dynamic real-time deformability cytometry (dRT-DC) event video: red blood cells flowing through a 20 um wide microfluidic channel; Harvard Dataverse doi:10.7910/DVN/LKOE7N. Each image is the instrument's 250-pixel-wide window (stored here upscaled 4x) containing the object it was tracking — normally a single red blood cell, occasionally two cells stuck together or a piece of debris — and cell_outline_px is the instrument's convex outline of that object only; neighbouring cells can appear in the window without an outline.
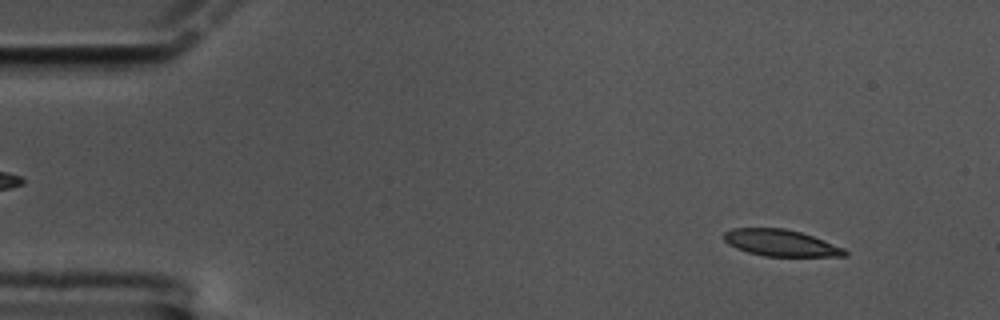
{"species": "common noctule bat (a hibernating species)", "species_latin": "Nyctalus noctula", "temperature_condition": "cold", "stored_images_in_passage": 60, "camera_frame_rate_fps": 3000, "um_per_image_px": 0.085, "animal": {"sex": "male", "body_mass_g": 17.5, "forearm_length_mm": 52.3}, "frame": {"image": 1, "passage_image": 6, "time_ms": 1.667, "image_size_px": [1000, 320], "cell_outline_px": [[848, 256], [764, 256], [748, 252], [736, 248], [728, 244], [724, 240], [724, 232], [732, 228], [784, 228], [800, 232], [812, 236], [844, 248], [848, 252]], "centroid_in_image_um": [66.35, 20.65], "position_along_channel_um": 18.7, "area_um2": 18.61}}
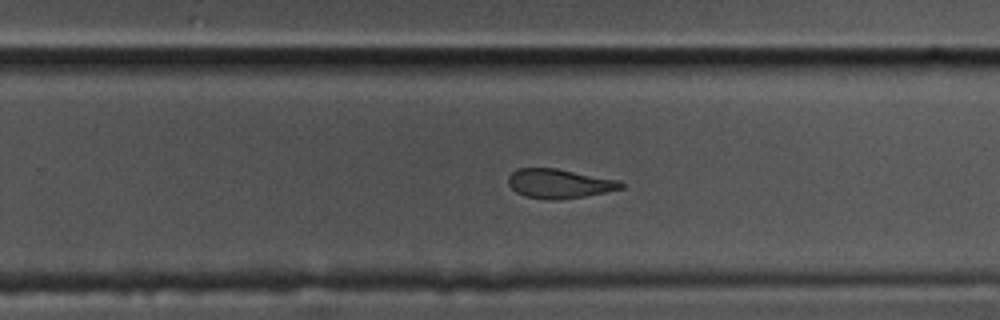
{"frame": {"image": 2, "passage_image": 38, "time_ms": 12.333, "image_size_px": [1000, 320], "cell_outline_px": [[624, 188], [584, 196], [560, 200], [552, 200], [524, 196], [516, 192], [508, 184], [508, 176], [516, 168], [556, 168], [620, 180], [624, 184]], "centroid_in_image_um": [47.53, 15.6], "position_along_channel_um": 282.3, "area_um2": 19.31}}
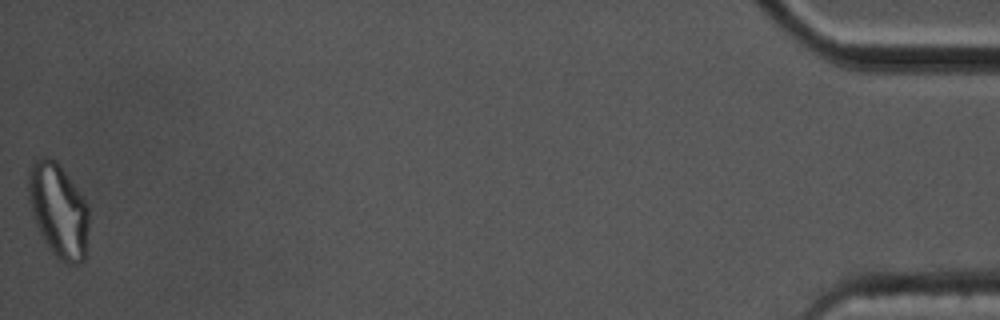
{"frame": {"image": 3, "passage_image": 60, "time_ms": 19.667, "image_size_px": [1000, 320], "cell_outline_px": [[88, 228], [84, 260], [80, 264], [68, 264], [60, 260], [52, 252], [40, 232], [36, 224], [28, 200], [28, 172], [32, 160], [40, 156], [48, 156], [56, 160], [80, 192], [88, 204]], "centroid_in_image_um": [4.95, 17.83], "position_along_channel_um": 430.2, "area_um2": 33.23}, "authors_computed_cell_mechanics": {"area_um2": 20.3456, "velocity_mm_per_s": 3.3266, "shape_relaxation_time_tau1_ms": 10.5464, "shape_relaxation_time_tau2_ms": 3.8649, "deformation_change_tau1": 0.2321, "deformation_change_tau2": 0.122}}